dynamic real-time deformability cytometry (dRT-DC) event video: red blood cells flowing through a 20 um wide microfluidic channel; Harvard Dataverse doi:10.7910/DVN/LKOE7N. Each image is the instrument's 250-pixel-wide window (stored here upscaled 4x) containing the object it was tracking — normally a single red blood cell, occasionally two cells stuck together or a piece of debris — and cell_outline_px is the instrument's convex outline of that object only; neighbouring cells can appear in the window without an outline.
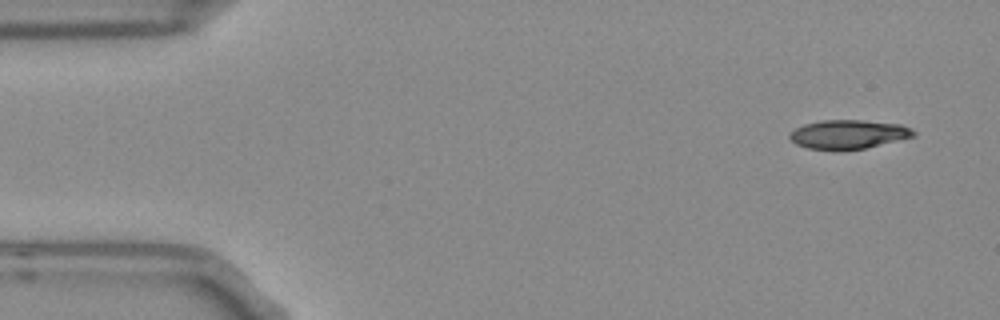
{"species": "Egyptian fruit bat (a non-hibernating species)", "species_latin": "Rousettus aegyptiacus", "temperature_condition": "room temperature", "stored_images_in_passage": 4, "camera_frame_rate_fps": 3000, "um_per_image_px": 0.085, "frame": {"image": 1, "passage_image": 1, "time_ms": 0.0, "image_size_px": [1000, 320], "cell_outline_px": [[916, 136], [864, 148], [808, 148], [796, 144], [788, 136], [796, 128], [804, 124], [820, 120], [864, 120], [900, 124], [912, 128], [916, 132]], "centroid_in_image_um": [72.16, 11.38], "position_along_channel_um": 12.8, "area_um2": 20.4}}
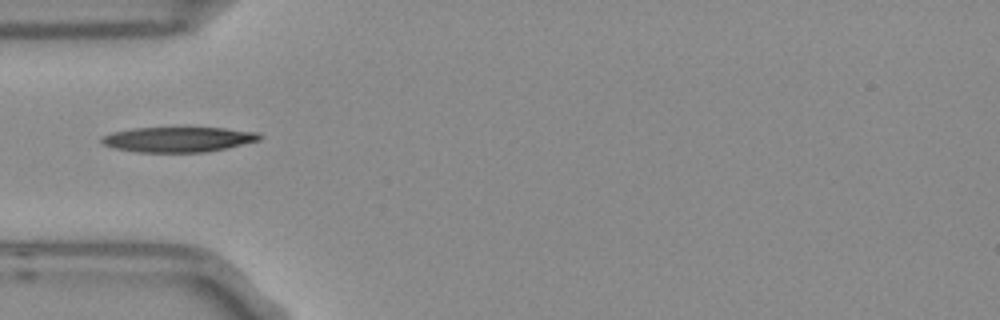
{"frame": {"image": 2, "passage_image": 4, "time_ms": 1.0, "image_size_px": [1000, 320], "cell_outline_px": [[264, 136], [260, 140], [224, 148], [204, 152], [136, 152], [116, 148], [104, 144], [100, 140], [100, 136], [112, 132], [132, 128], [184, 124], [224, 128], [256, 132]], "centroid_in_image_um": [15.13, 11.79], "position_along_channel_um": 69.9, "area_um2": 24.28}}